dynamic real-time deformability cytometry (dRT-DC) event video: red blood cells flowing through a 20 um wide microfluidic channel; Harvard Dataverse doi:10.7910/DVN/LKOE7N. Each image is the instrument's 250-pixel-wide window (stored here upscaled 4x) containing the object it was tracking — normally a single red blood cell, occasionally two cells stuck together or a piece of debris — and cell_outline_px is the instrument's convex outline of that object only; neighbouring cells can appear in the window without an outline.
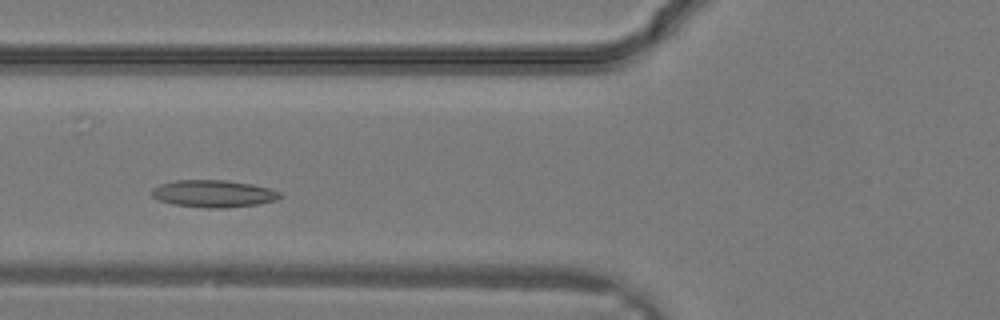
{"species": "common noctule bat (a hibernating species)", "species_latin": "Nyctalus noctula", "temperature_condition": "warm", "stored_images_in_passage": 26, "camera_frame_rate_fps": 3000, "um_per_image_px": 0.085, "animal": {"sex": "male", "body_mass_g": 19.2, "forearm_length_mm": 51.8}, "frame": {"image": 1, "passage_image": 7, "time_ms": 2.0, "image_size_px": [1000, 320], "cell_outline_px": [[284, 196], [276, 200], [256, 204], [224, 208], [208, 208], [172, 204], [160, 200], [152, 196], [152, 188], [160, 184], [176, 180], [228, 180], [252, 184], [268, 188], [280, 192]], "centroid_in_image_um": [18.15, 16.45], "position_along_channel_um": 107.6, "area_um2": 20.29}}
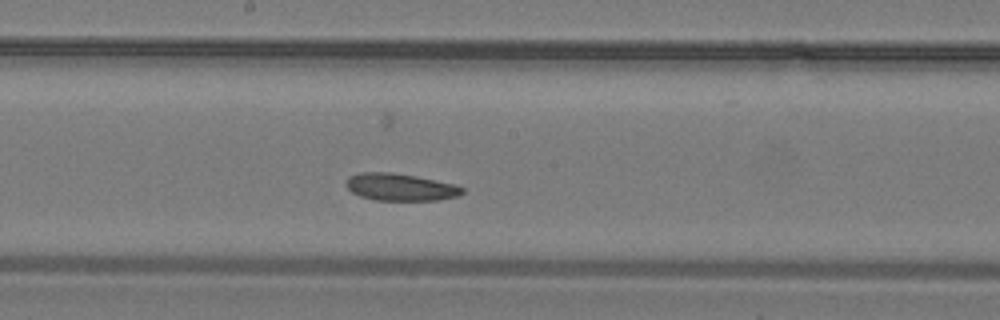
{"frame": {"image": 2, "passage_image": 12, "time_ms": 3.667, "image_size_px": [1000, 320], "cell_outline_px": [[464, 192], [456, 196], [440, 200], [376, 200], [360, 196], [352, 192], [344, 184], [348, 176], [360, 172], [392, 172], [416, 176], [456, 184], [464, 188]], "centroid_in_image_um": [34.01, 15.89], "position_along_channel_um": 214.2, "area_um2": 18.55}}
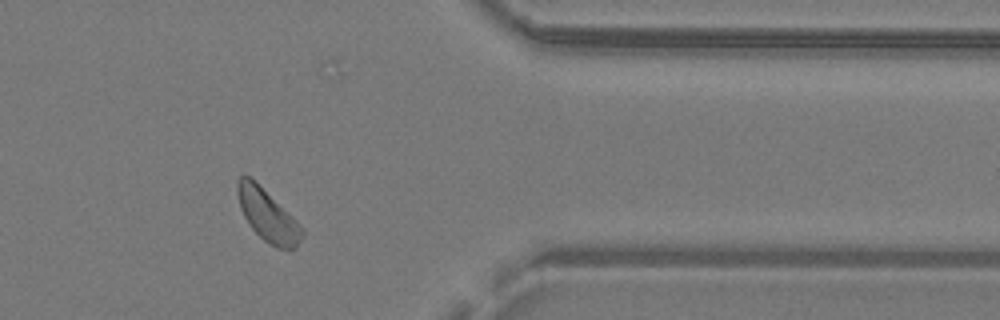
{"frame": {"image": 3, "passage_image": 21, "time_ms": 6.667, "image_size_px": [1000, 320], "cell_outline_px": [[304, 236], [296, 248], [276, 248], [268, 244], [252, 228], [244, 216], [240, 208], [236, 192], [236, 180], [240, 176], [248, 176], [256, 180], [304, 228]], "centroid_in_image_um": [22.75, 18.29], "position_along_channel_um": 388.7, "area_um2": 19.71}}